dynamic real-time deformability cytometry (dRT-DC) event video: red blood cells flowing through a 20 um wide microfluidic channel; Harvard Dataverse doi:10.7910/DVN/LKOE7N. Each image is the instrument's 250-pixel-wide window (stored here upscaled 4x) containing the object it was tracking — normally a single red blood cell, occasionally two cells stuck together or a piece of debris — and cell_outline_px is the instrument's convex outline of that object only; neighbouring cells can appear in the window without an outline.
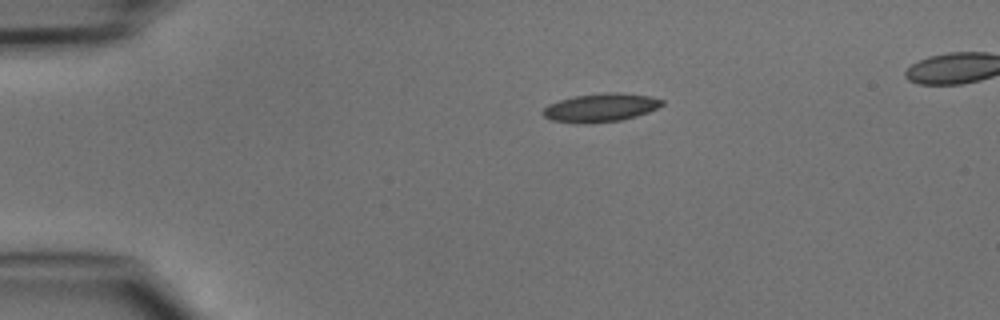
{"species": "common noctule bat (a hibernating species)", "species_latin": "Nyctalus noctula", "temperature_condition": "cold", "stored_images_in_passage": 39, "camera_frame_rate_fps": 3000, "um_per_image_px": 0.085, "animal": {"sex": "male", "body_mass_g": 15.6}, "frame": {"image": 1, "passage_image": 1, "time_ms": 0.0, "image_size_px": [1000, 320], "cell_outline_px": [[664, 104], [648, 112], [636, 116], [620, 120], [588, 124], [584, 124], [552, 120], [544, 116], [540, 112], [548, 104], [560, 100], [576, 96], [604, 92], [616, 92], [648, 96], [664, 100]], "centroid_in_image_um": [51.03, 9.15], "position_along_channel_um": 34.0, "area_um2": 19.65}}
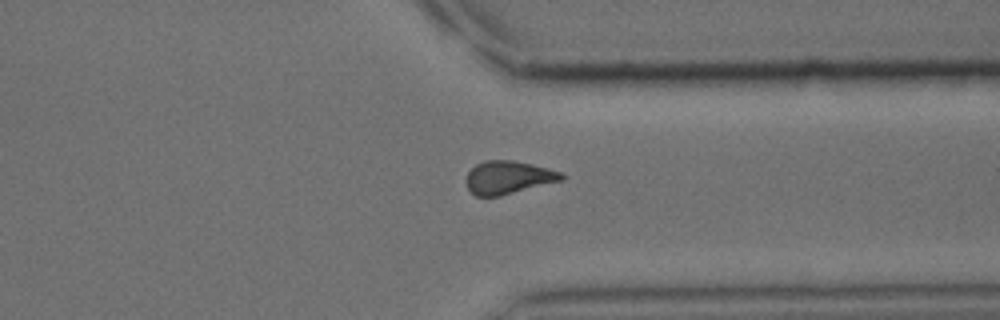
{"frame": {"image": 2, "passage_image": 28, "time_ms": 9.0, "image_size_px": [1000, 320], "cell_outline_px": [[564, 180], [500, 196], [476, 196], [468, 188], [468, 172], [476, 164], [484, 160], [512, 160], [532, 164], [564, 172]], "centroid_in_image_um": [43.26, 15.07], "position_along_channel_um": 368.1, "area_um2": 18.32}}
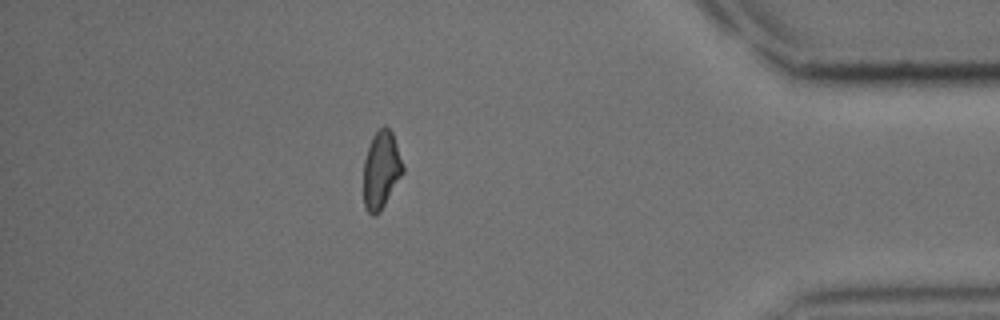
{"frame": {"image": 3, "passage_image": 33, "time_ms": 10.667, "image_size_px": [1000, 320], "cell_outline_px": [[404, 172], [380, 212], [376, 216], [372, 216], [364, 208], [364, 160], [372, 136], [384, 124], [392, 132], [404, 164]], "centroid_in_image_um": [32.41, 14.46], "position_along_channel_um": 402.8, "area_um2": 17.92}}